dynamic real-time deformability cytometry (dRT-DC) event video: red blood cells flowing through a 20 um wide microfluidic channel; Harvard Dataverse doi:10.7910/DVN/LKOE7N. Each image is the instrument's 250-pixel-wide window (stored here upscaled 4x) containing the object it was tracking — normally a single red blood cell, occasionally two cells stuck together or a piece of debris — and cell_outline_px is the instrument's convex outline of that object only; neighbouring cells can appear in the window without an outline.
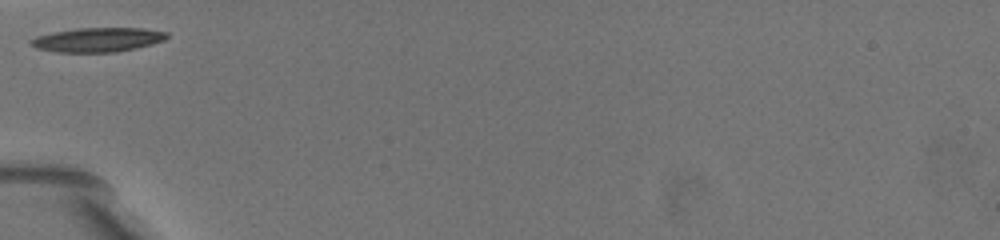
{"species": "common noctule bat (a hibernating species)", "species_latin": "Nyctalus noctula", "temperature_condition": "warm", "stored_images_in_passage": 29, "camera_frame_rate_fps": 3000, "um_per_image_px": 0.085, "animal": {"sex": "female", "body_mass_g": 19.5, "forearm_length_mm": 54.1}, "frame": {"image": 1, "passage_image": 1, "time_ms": 0.0, "image_size_px": [1000, 240], "cell_outline_px": [[168, 36], [164, 40], [132, 48], [112, 52], [56, 52], [36, 48], [32, 44], [32, 40], [40, 36], [52, 32], [80, 28], [144, 28], [168, 32]], "centroid_in_image_um": [8.32, 3.37], "position_along_channel_um": 76.7, "area_um2": 18.73}}
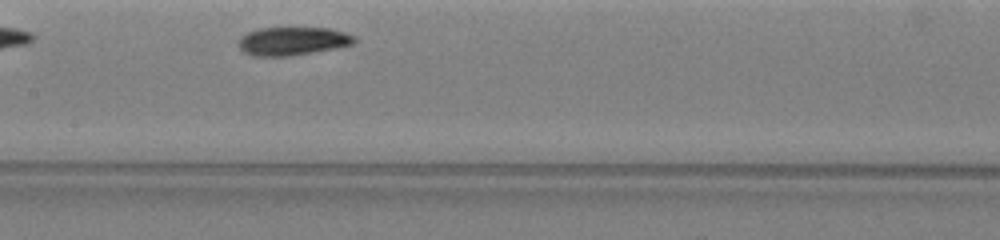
{"frame": {"image": 2, "passage_image": 15, "time_ms": 3.0, "image_size_px": [1000, 240], "cell_outline_px": [[356, 40], [352, 44], [336, 48], [292, 56], [252, 56], [244, 52], [240, 48], [240, 36], [248, 32], [260, 28], [328, 28], [344, 32], [356, 36]], "centroid_in_image_um": [24.88, 3.5], "position_along_channel_um": 182.5, "area_um2": 19.07}}
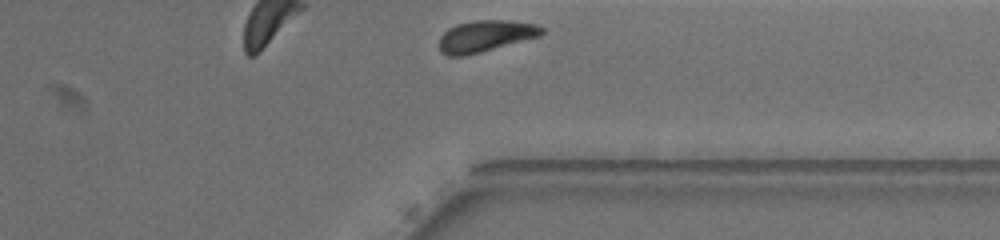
{"frame": {"image": 3, "passage_image": 29, "time_ms": 8.333, "image_size_px": [1000, 240], "cell_outline_px": [[544, 32], [540, 36], [480, 52], [464, 56], [448, 56], [440, 52], [440, 36], [448, 28], [456, 24], [476, 20], [508, 20], [540, 24], [544, 28]], "centroid_in_image_um": [41.28, 3.05], "position_along_channel_um": 370.1, "area_um2": 18.9}}